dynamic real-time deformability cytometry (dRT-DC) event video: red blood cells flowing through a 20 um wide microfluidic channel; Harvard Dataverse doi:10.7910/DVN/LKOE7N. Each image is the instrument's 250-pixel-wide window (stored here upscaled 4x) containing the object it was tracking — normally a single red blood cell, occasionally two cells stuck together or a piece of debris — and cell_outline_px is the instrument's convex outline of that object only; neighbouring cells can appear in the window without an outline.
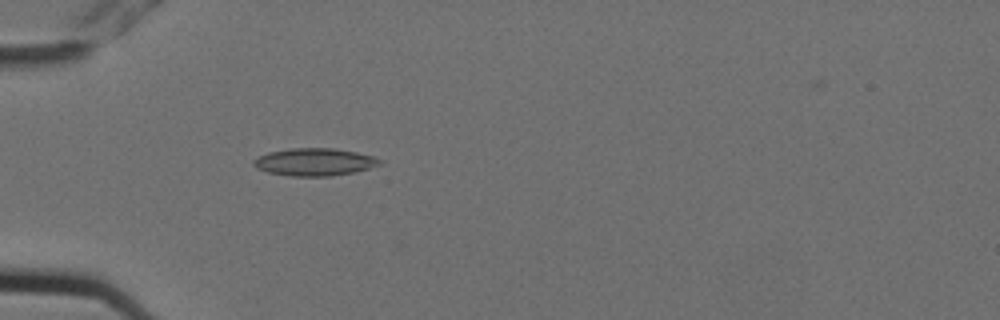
{"species": "Egyptian fruit bat (a non-hibernating species)", "species_latin": "Rousettus aegyptiacus", "temperature_condition": "cold", "stored_images_in_passage": 5, "camera_frame_rate_fps": 3000, "um_per_image_px": 0.085, "animal": {"sex": "female"}, "frame": {"image": 1, "passage_image": 5, "time_ms": 1.333, "image_size_px": [1000, 320], "cell_outline_px": [[384, 160], [380, 164], [368, 168], [352, 172], [332, 176], [288, 176], [268, 172], [256, 168], [252, 164], [252, 160], [268, 152], [288, 148], [336, 148], [356, 152], [372, 156]], "centroid_in_image_um": [26.7, 13.76], "position_along_channel_um": 58.3, "area_um2": 20.29}}